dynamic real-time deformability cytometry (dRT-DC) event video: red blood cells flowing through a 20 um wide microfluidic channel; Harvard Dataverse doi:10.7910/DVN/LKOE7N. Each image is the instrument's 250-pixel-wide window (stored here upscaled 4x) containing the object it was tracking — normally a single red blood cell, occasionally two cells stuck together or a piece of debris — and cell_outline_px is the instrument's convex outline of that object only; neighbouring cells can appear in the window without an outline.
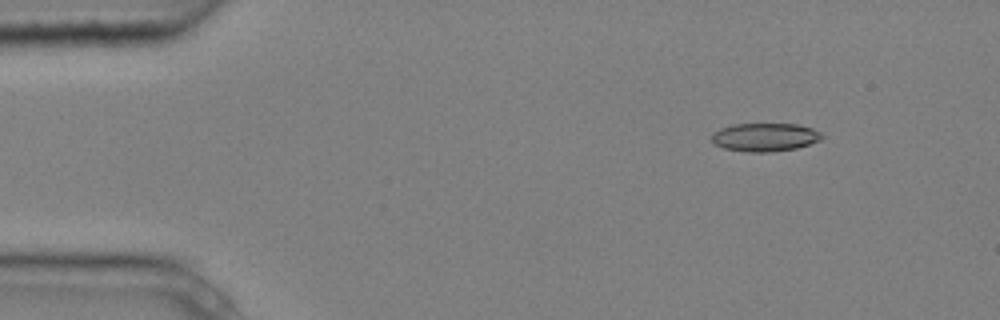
{"species": "common noctule bat (a hibernating species)", "species_latin": "Nyctalus noctula", "temperature_condition": "cold", "stored_images_in_passage": 5, "segment_of_instrument_passage": [1, 2], "camera_frame_rate_fps": 3000, "um_per_image_px": 0.085, "animal": {"sex": "male", "body_mass_g": 20.4}, "frame": {"image": 1, "passage_image": 2, "time_ms": 0.333, "image_size_px": [1000, 320], "cell_outline_px": [[824, 136], [820, 140], [796, 148], [772, 152], [744, 152], [724, 148], [716, 144], [712, 140], [712, 132], [720, 128], [732, 124], [796, 124], [812, 128], [820, 132]], "centroid_in_image_um": [65.0, 11.66], "position_along_channel_um": 20.0, "area_um2": 18.21}}